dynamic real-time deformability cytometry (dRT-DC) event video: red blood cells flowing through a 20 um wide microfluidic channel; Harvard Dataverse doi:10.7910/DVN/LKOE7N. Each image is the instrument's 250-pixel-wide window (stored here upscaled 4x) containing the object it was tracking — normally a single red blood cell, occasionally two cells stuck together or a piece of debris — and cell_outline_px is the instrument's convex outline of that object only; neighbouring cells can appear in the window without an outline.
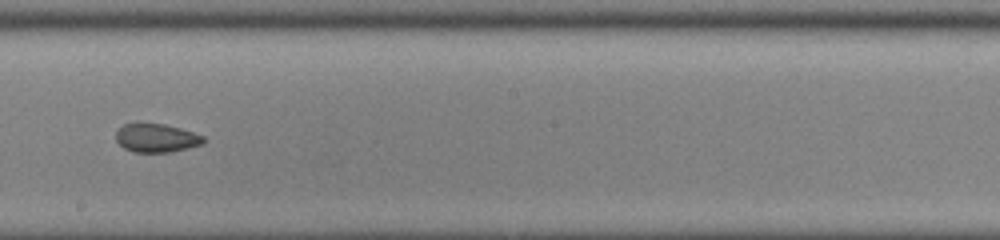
{"species": "common noctule bat (a hibernating species)", "species_latin": "Nyctalus noctula", "temperature_condition": "cold", "stored_images_in_passage": 40, "camera_frame_rate_fps": 3000, "um_per_image_px": 0.085, "animal": {"sex": "male", "body_mass_g": 13.0, "forearm_length_mm": 53.1}, "frame": {"image": 1, "passage_image": 18, "time_ms": 5.667, "image_size_px": [1000, 240], "cell_outline_px": [[204, 144], [168, 152], [132, 152], [124, 148], [116, 140], [116, 132], [124, 124], [164, 124], [180, 128], [204, 136]], "centroid_in_image_um": [13.29, 11.74], "position_along_channel_um": 234.9, "area_um2": 14.33}}